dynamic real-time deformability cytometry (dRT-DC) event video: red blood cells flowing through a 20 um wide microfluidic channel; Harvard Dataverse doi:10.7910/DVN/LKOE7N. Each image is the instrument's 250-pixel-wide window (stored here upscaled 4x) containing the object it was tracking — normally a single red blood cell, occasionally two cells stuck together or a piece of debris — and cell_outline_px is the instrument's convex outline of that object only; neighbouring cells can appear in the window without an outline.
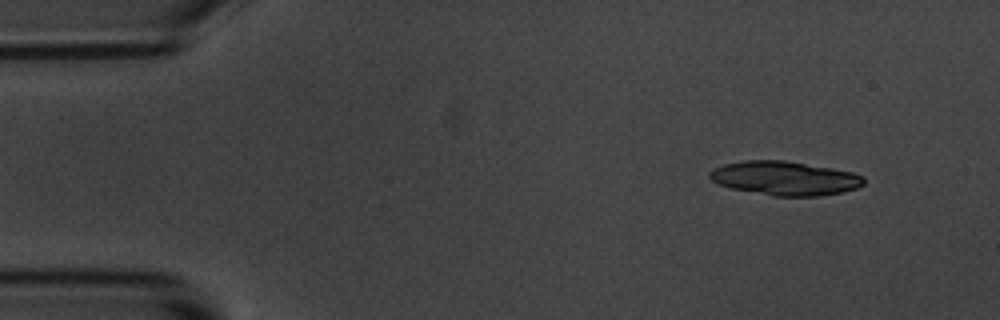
{"species": "common noctule bat (a hibernating species)", "species_latin": "Nyctalus noctula", "temperature_condition": "room temperature", "stored_images_in_passage": 4, "camera_frame_rate_fps": 3000, "um_per_image_px": 0.085, "animal": {"sex": "male", "body_mass_g": 20.1, "forearm_length_mm": 53.5}, "frame": {"image": 1, "passage_image": 1, "time_ms": 0.0, "image_size_px": [1000, 320], "cell_outline_px": [[864, 184], [856, 188], [844, 192], [820, 196], [772, 196], [732, 188], [720, 184], [712, 180], [708, 176], [708, 172], [712, 168], [724, 164], [744, 160], [784, 160], [832, 168], [852, 172], [864, 176]], "centroid_in_image_um": [66.71, 15.15], "position_along_channel_um": 18.3, "area_um2": 30.63}}